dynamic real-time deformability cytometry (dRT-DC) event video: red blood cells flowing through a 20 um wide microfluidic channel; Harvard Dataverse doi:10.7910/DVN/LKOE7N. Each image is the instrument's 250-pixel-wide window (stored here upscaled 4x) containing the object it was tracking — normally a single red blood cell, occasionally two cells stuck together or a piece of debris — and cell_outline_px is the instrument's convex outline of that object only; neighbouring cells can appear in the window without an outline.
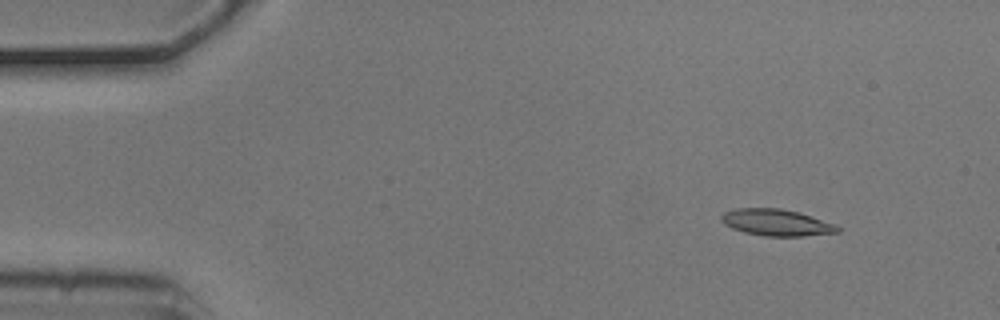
{"species": "common noctule bat (a hibernating species)", "species_latin": "Nyctalus noctula", "temperature_condition": "cold", "stored_images_in_passage": 6, "camera_frame_rate_fps": 3000, "um_per_image_px": 0.085, "animal": {"sex": "male", "body_mass_g": 20.5, "forearm_length_mm": 52.5}, "frame": {"image": 1, "passage_image": 2, "time_ms": 0.333, "image_size_px": [1000, 320], "cell_outline_px": [[840, 232], [804, 236], [764, 236], [744, 232], [732, 228], [724, 224], [720, 220], [720, 216], [724, 212], [736, 208], [780, 208], [800, 212], [836, 224], [840, 228]], "centroid_in_image_um": [66.0, 18.91], "position_along_channel_um": 19.0, "area_um2": 18.21}}
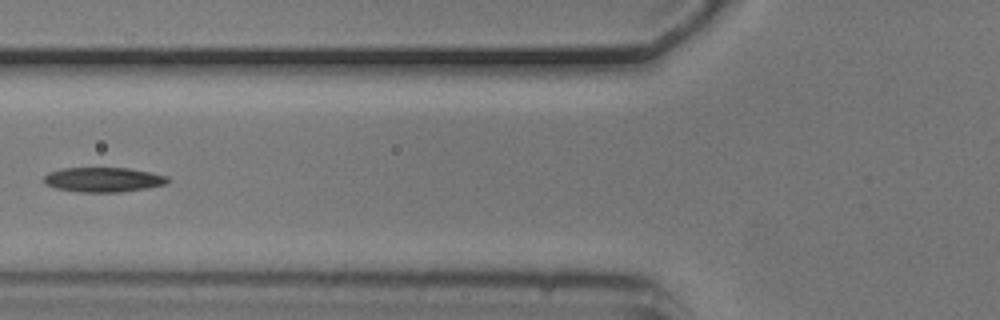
{"frame": {"image": 2, "passage_image": 6, "time_ms": 1.667, "image_size_px": [1000, 320], "cell_outline_px": [[172, 180], [168, 184], [148, 188], [120, 192], [80, 192], [56, 188], [44, 184], [44, 176], [48, 172], [60, 168], [128, 168], [152, 172], [168, 176]], "centroid_in_image_um": [8.83, 15.27], "position_along_channel_um": 117.0, "area_um2": 18.09}}